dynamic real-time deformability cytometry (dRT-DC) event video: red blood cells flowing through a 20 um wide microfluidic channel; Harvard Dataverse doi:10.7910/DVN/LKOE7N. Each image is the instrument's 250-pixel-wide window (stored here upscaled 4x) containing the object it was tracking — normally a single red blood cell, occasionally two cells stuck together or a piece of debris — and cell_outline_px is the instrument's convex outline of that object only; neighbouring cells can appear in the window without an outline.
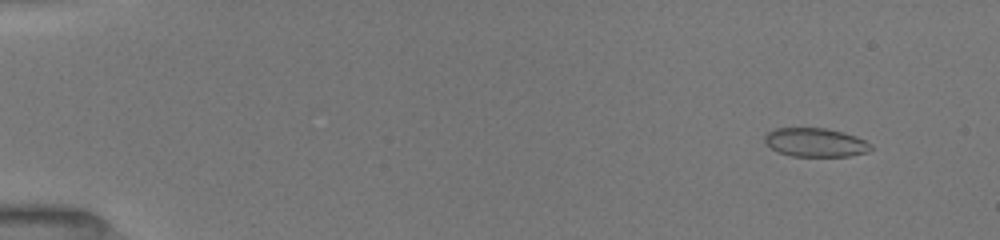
{"species": "common noctule bat (a hibernating species)", "species_latin": "Nyctalus noctula", "temperature_condition": "room temperature", "stored_images_in_passage": 15, "camera_frame_rate_fps": 3000, "um_per_image_px": 0.085, "animal": {"sex": "female", "body_mass_g": 19.5, "forearm_length_mm": 54.1}, "frame": {"image": 1, "passage_image": 6, "time_ms": 1.333, "image_size_px": [1000, 240], "cell_outline_px": [[872, 148], [868, 152], [848, 156], [792, 156], [780, 152], [772, 148], [764, 140], [764, 136], [768, 132], [776, 128], [824, 128], [844, 132], [856, 136], [872, 144]], "centroid_in_image_um": [69.34, 12.1], "position_along_channel_um": 15.7, "area_um2": 17.69}}
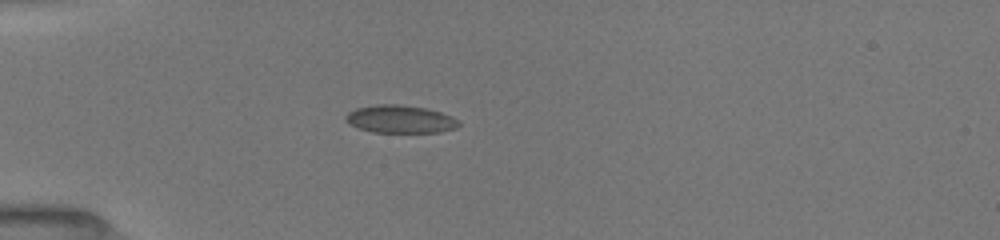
{"frame": {"image": 2, "passage_image": 13, "time_ms": 5.0, "image_size_px": [1000, 240], "cell_outline_px": [[460, 124], [456, 128], [440, 132], [372, 132], [360, 128], [344, 120], [344, 116], [348, 112], [356, 108], [376, 104], [396, 104], [424, 108], [440, 112], [452, 116], [460, 120]], "centroid_in_image_um": [34.03, 10.12], "position_along_channel_um": 51.0, "area_um2": 18.26}}
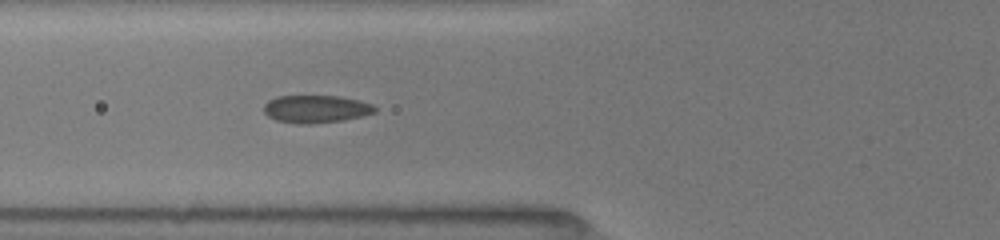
{"frame": {"image": 3, "passage_image": 15, "time_ms": 6.667, "image_size_px": [1000, 240], "cell_outline_px": [[376, 112], [344, 120], [308, 124], [296, 124], [276, 120], [268, 116], [264, 112], [264, 104], [268, 100], [276, 96], [340, 96], [360, 100], [372, 104], [376, 108]], "centroid_in_image_um": [26.84, 9.26], "position_along_channel_um": 99.0, "area_um2": 17.98}}